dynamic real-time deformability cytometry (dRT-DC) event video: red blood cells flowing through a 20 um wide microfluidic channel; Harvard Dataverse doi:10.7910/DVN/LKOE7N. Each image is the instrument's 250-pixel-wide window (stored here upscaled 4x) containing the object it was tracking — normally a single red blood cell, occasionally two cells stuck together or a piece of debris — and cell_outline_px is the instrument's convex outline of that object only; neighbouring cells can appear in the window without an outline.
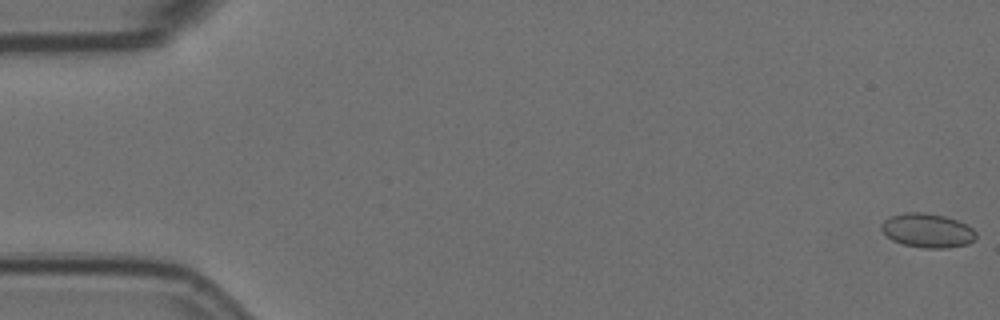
{"species": "Egyptian fruit bat (a non-hibernating species)", "species_latin": "Rousettus aegyptiacus", "temperature_condition": "room temperature", "stored_images_in_passage": 57, "camera_frame_rate_fps": 3000, "um_per_image_px": 0.085, "animal": {"sex": "female"}, "frame": {"image": 1, "passage_image": 1, "time_ms": 0.0, "image_size_px": [1000, 320], "cell_outline_px": [[976, 240], [968, 244], [948, 248], [924, 248], [904, 244], [892, 240], [880, 228], [880, 224], [888, 216], [904, 212], [924, 212], [944, 216], [956, 220], [972, 228], [976, 232]], "centroid_in_image_um": [78.82, 19.59], "position_along_channel_um": 6.2, "area_um2": 18.9}}
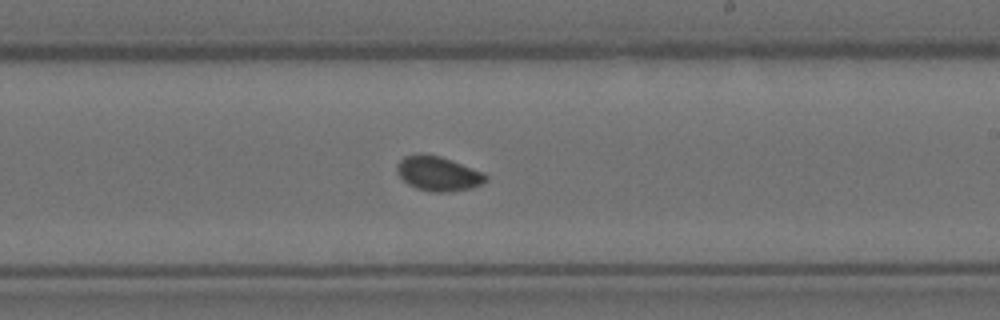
{"frame": {"image": 2, "passage_image": 34, "time_ms": 11.0, "image_size_px": [1000, 320], "cell_outline_px": [[488, 180], [472, 188], [452, 192], [432, 192], [416, 188], [408, 184], [400, 176], [396, 168], [396, 164], [404, 156], [440, 156], [452, 160], [484, 172], [488, 176]], "centroid_in_image_um": [37.29, 14.79], "position_along_channel_um": 251.7, "area_um2": 17.63}}
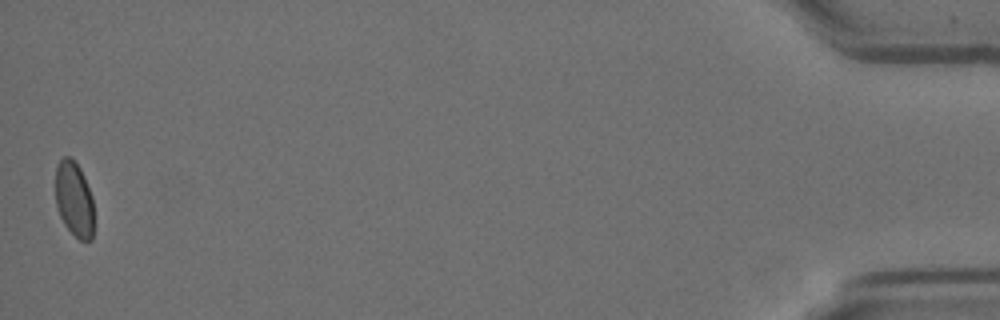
{"frame": {"image": 3, "passage_image": 57, "time_ms": 18.667, "image_size_px": [1000, 320], "cell_outline_px": [[92, 240], [80, 240], [64, 224], [60, 216], [56, 204], [56, 164], [64, 156], [72, 156], [80, 168], [84, 176], [92, 196]], "centroid_in_image_um": [6.28, 16.87], "position_along_channel_um": 428.9, "area_um2": 16.7}, "authors_computed_cell_mechanics": {"area_um2": 17.5712, "velocity_mm_per_s": 3.5703, "shape_relaxation_time_tau1_ms": 10.3701, "shape_relaxation_time_tau2_ms": null, "deformation_change_tau1": 0.0692, "deformation_change_tau2": null}}